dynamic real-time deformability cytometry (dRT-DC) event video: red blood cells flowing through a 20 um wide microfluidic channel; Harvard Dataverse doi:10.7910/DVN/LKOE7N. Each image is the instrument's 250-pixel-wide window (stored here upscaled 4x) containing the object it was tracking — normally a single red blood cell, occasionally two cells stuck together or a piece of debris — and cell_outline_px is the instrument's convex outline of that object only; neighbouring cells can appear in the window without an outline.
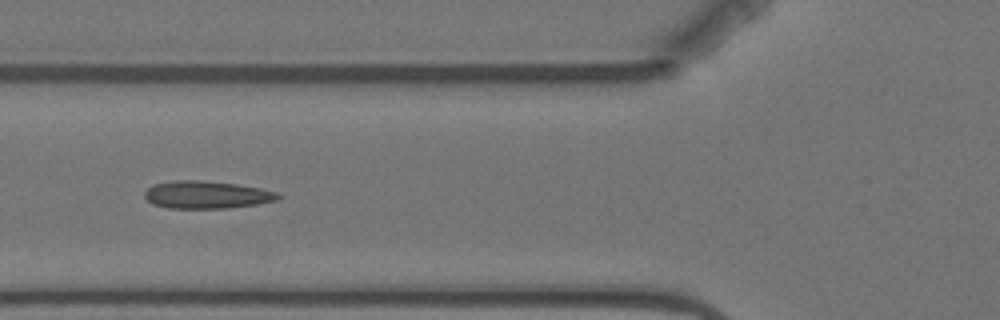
{"species": "Egyptian fruit bat (a non-hibernating species)", "species_latin": "Rousettus aegyptiacus", "temperature_condition": "warm", "stored_images_in_passage": 7, "camera_frame_rate_fps": 3000, "um_per_image_px": 0.085, "animal": {"sex": "female"}, "frame": {"image": 1, "passage_image": 2, "time_ms": 1.333, "image_size_px": [1000, 320], "cell_outline_px": [[280, 196], [276, 200], [256, 204], [228, 208], [168, 208], [152, 204], [144, 196], [144, 192], [152, 184], [172, 180], [200, 180], [236, 184], [260, 188], [276, 192]], "centroid_in_image_um": [17.5, 16.55], "position_along_channel_um": 108.3, "area_um2": 21.39}}
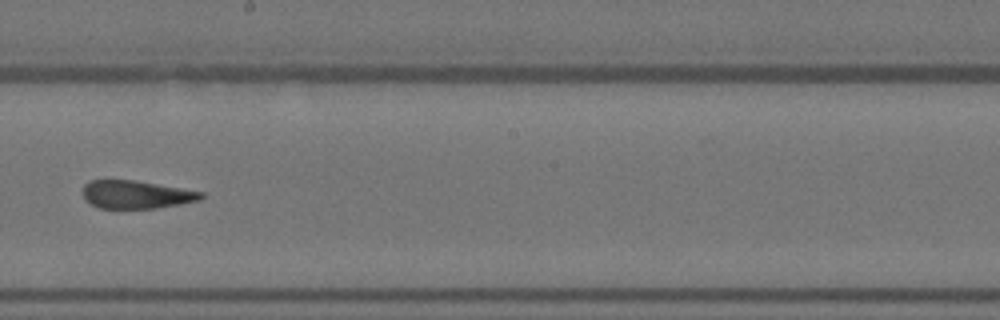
{"frame": {"image": 2, "passage_image": 5, "time_ms": 5.0, "image_size_px": [1000, 320], "cell_outline_px": [[204, 196], [200, 200], [180, 204], [156, 208], [100, 208], [84, 200], [84, 184], [88, 180], [136, 180], [204, 192]], "centroid_in_image_um": [11.59, 16.53], "position_along_channel_um": 236.6, "area_um2": 19.31}}
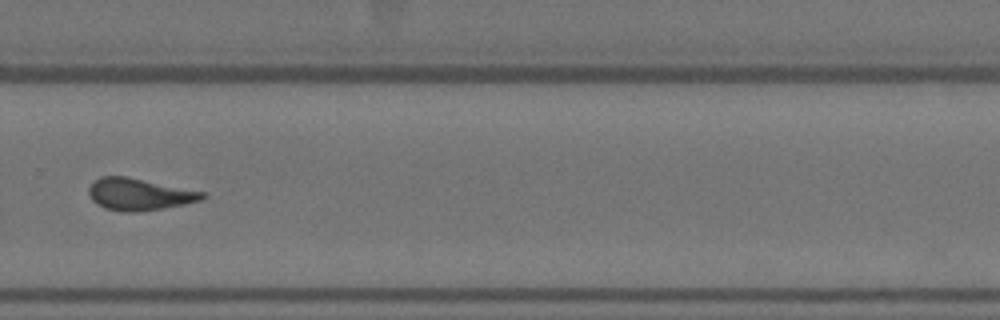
{"frame": {"image": 3, "passage_image": 7, "time_ms": 7.333, "image_size_px": [1000, 320], "cell_outline_px": [[208, 196], [200, 200], [184, 204], [136, 212], [124, 212], [104, 208], [96, 204], [92, 200], [88, 192], [88, 188], [92, 180], [100, 176], [128, 176], [204, 192]], "centroid_in_image_um": [11.78, 16.5], "position_along_channel_um": 318.0, "area_um2": 21.21}}